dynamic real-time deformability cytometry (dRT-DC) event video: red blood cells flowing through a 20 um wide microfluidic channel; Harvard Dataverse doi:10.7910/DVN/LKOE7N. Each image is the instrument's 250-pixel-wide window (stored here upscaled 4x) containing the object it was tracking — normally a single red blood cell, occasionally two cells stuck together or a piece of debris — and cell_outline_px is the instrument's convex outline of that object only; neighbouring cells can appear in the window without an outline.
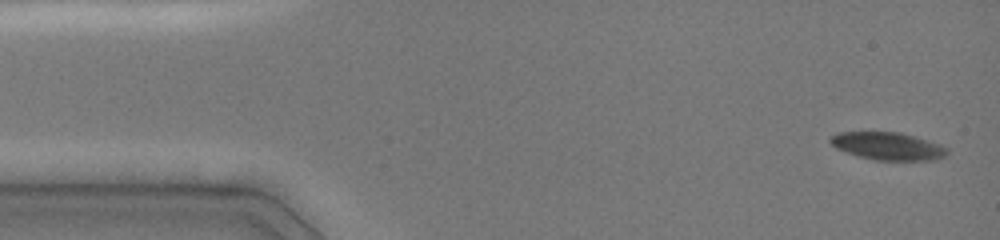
{"species": "common noctule bat (a hibernating species)", "species_latin": "Nyctalus noctula", "temperature_condition": "cold", "stored_images_in_passage": 37, "camera_frame_rate_fps": 3000, "um_per_image_px": 0.085, "animal": {"sex": "female", "body_mass_g": 19.0, "forearm_length_mm": 51.5}, "frame": {"image": 1, "passage_image": 1, "time_ms": 0.0, "image_size_px": [1000, 240], "cell_outline_px": [[948, 152], [944, 156], [936, 160], [876, 160], [860, 156], [836, 148], [828, 140], [836, 132], [900, 132], [940, 144], [948, 148]], "centroid_in_image_um": [75.48, 12.41], "position_along_channel_um": 9.5, "area_um2": 18.67}}
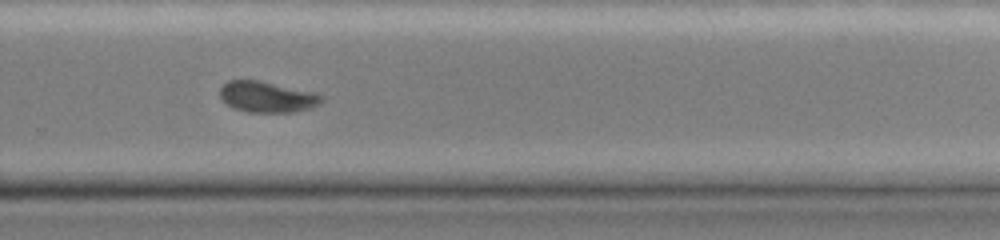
{"frame": {"image": 2, "passage_image": 27, "time_ms": 10.0, "image_size_px": [1000, 240], "cell_outline_px": [[324, 100], [320, 104], [312, 108], [292, 112], [248, 112], [232, 108], [220, 96], [220, 88], [228, 80], [256, 80], [312, 92], [324, 96]], "centroid_in_image_um": [22.71, 8.25], "position_along_channel_um": 307.1, "area_um2": 18.15}}
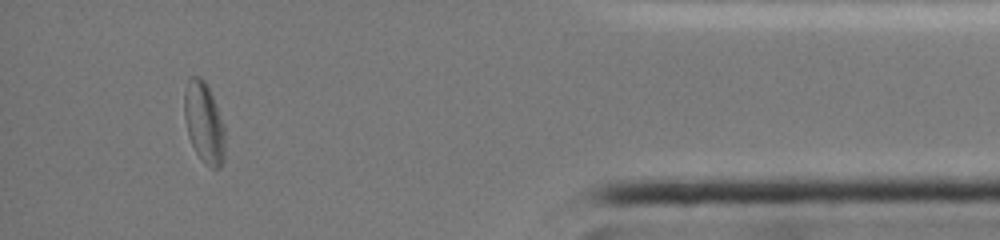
{"frame": {"image": 3, "passage_image": 34, "time_ms": 13.667, "image_size_px": [1000, 240], "cell_outline_px": [[224, 160], [216, 168], [212, 168], [196, 152], [188, 136], [184, 116], [184, 92], [188, 76], [200, 76], [204, 80], [212, 96], [220, 116], [224, 128]], "centroid_in_image_um": [17.31, 10.36], "position_along_channel_um": 417.9, "area_um2": 18.79}, "authors_computed_cell_mechanics": {"area_um2": 19.8832, "velocity_mm_per_s": 4.0409, "shape_relaxation_time_tau1_ms": null, "shape_relaxation_time_tau2_ms": 5.3643, "deformation_change_tau1": null, "deformation_change_tau2": 0.0797}}